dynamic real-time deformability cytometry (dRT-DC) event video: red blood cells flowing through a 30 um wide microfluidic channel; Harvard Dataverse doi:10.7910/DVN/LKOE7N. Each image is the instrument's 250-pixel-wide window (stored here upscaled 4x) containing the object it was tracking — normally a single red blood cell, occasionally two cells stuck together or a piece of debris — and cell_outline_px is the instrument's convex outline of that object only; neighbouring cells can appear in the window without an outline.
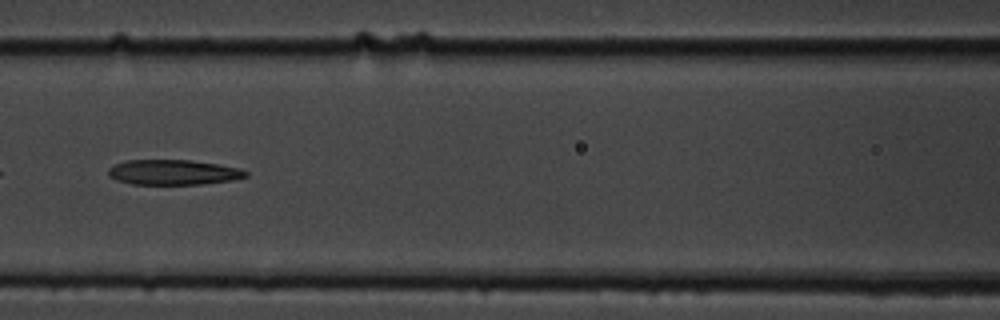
{"species": "common noctule bat (a hibernating species)", "species_latin": "Nyctalus noctula", "temperature_condition": "cold", "stored_images_in_passage": 49, "camera_frame_rate_fps": 3000, "um_per_image_px": 0.085, "animal": {"sex": "male", "body_mass_g": 19.5, "forearm_length_mm": 54.6}, "frame": {"image": 1, "passage_image": 23, "time_ms": 7.333, "image_size_px": [1000, 320], "cell_outline_px": [[248, 176], [236, 180], [204, 184], [132, 184], [116, 180], [108, 176], [108, 168], [116, 164], [128, 160], [192, 160], [220, 164], [240, 168], [248, 172]], "centroid_in_image_um": [14.78, 14.64], "position_along_channel_um": 151.8, "area_um2": 20.35}}
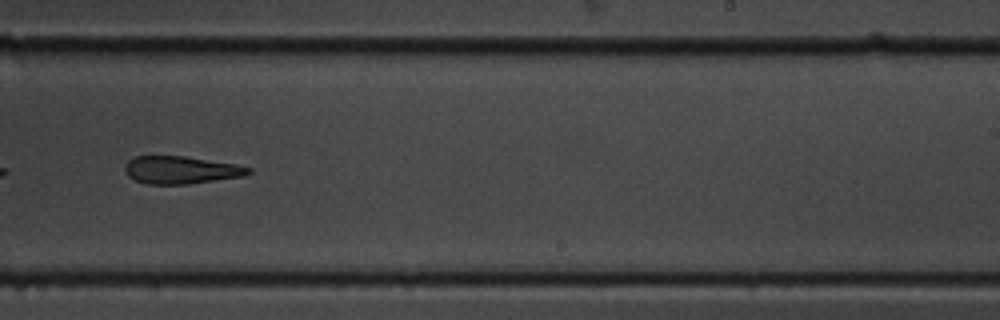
{"frame": {"image": 2, "passage_image": 33, "time_ms": 10.667, "image_size_px": [1000, 320], "cell_outline_px": [[252, 172], [244, 176], [188, 184], [148, 184], [136, 180], [128, 176], [124, 168], [128, 160], [136, 156], [184, 156], [236, 164], [252, 168]], "centroid_in_image_um": [15.4, 14.45], "position_along_channel_um": 273.6, "area_um2": 19.83}}
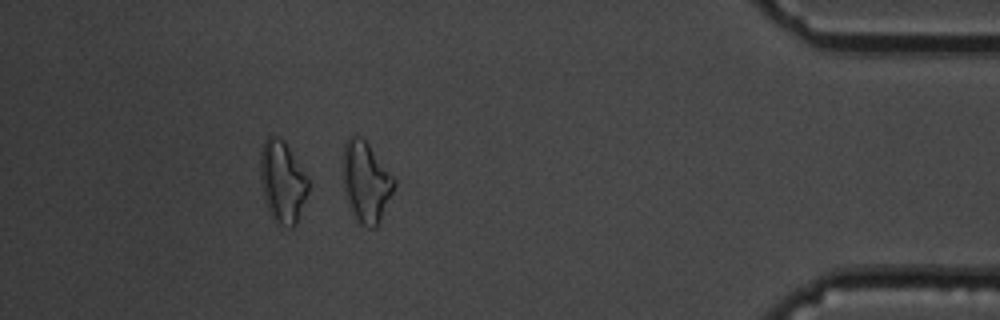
{"frame": {"image": 3, "passage_image": 47, "time_ms": 15.333, "image_size_px": [1000, 320], "cell_outline_px": [[308, 192], [296, 224], [292, 228], [288, 228], [276, 224], [272, 220], [264, 200], [260, 176], [260, 152], [264, 140], [268, 136], [276, 136], [284, 140], [308, 176]], "centroid_in_image_um": [24.0, 15.47], "position_along_channel_um": 411.2, "area_um2": 23.29}}